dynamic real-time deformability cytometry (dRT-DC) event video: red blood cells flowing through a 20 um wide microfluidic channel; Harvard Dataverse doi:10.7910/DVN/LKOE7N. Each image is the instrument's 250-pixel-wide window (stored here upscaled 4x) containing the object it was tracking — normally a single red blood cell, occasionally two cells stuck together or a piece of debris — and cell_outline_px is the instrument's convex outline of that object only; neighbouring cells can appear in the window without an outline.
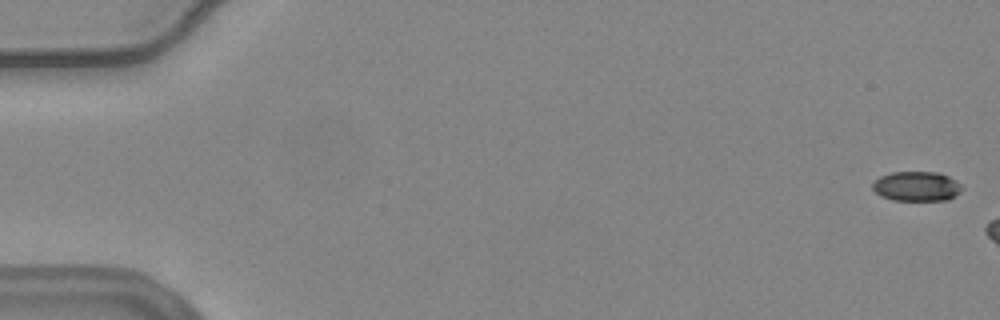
{"species": "common noctule bat (a hibernating species)", "species_latin": "Nyctalus noctula", "temperature_condition": "warm", "stored_images_in_passage": 9, "camera_frame_rate_fps": 3000, "um_per_image_px": 0.085, "animal": {"sex": "female", "body_mass_g": 24.6, "forearm_length_mm": 56.2}, "frame": {"image": 1, "passage_image": 2, "time_ms": 0.333, "image_size_px": [1000, 320], "cell_outline_px": [[964, 188], [960, 192], [948, 200], [892, 200], [880, 196], [872, 188], [872, 184], [880, 176], [892, 172], [940, 172], [956, 180]], "centroid_in_image_um": [77.92, 15.83], "position_along_channel_um": 7.1, "area_um2": 15.55}}